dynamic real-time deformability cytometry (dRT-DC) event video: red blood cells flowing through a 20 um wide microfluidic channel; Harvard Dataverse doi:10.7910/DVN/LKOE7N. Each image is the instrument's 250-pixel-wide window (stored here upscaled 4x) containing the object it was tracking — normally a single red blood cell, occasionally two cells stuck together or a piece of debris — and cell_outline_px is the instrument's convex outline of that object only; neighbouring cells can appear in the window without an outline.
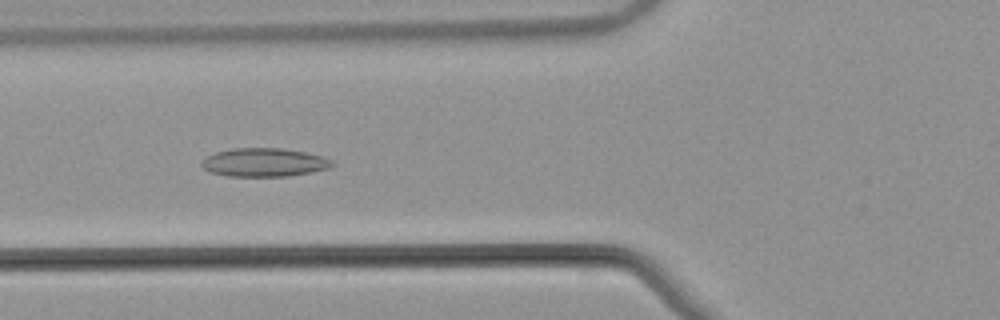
{"species": "common noctule bat (a hibernating species)", "species_latin": "Nyctalus noctula", "temperature_condition": "warm", "stored_images_in_passage": 55, "camera_frame_rate_fps": 3000, "um_per_image_px": 0.085, "animal": {"sex": "male", "body_mass_g": 21.5, "forearm_length_mm": 52.0}, "frame": {"image": 1, "passage_image": 22, "time_ms": 7.0, "image_size_px": [1000, 320], "cell_outline_px": [[336, 164], [328, 168], [312, 172], [288, 176], [228, 176], [212, 172], [204, 168], [200, 164], [208, 156], [216, 152], [232, 148], [280, 148], [304, 152], [324, 156], [332, 160]], "centroid_in_image_um": [22.5, 13.8], "position_along_channel_um": 103.3, "area_um2": 21.56}}
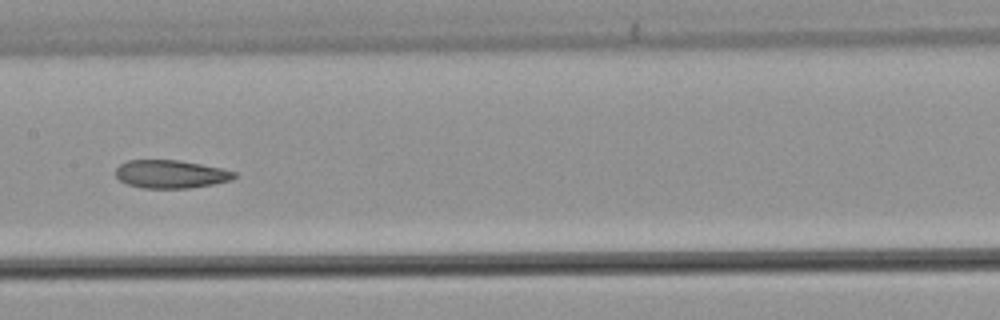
{"frame": {"image": 2, "passage_image": 29, "time_ms": 9.333, "image_size_px": [1000, 320], "cell_outline_px": [[236, 176], [232, 180], [212, 184], [188, 188], [140, 188], [128, 184], [120, 180], [116, 176], [116, 168], [120, 164], [128, 160], [180, 160], [224, 168], [236, 172]], "centroid_in_image_um": [14.53, 14.79], "position_along_channel_um": 192.9, "area_um2": 19.54}}
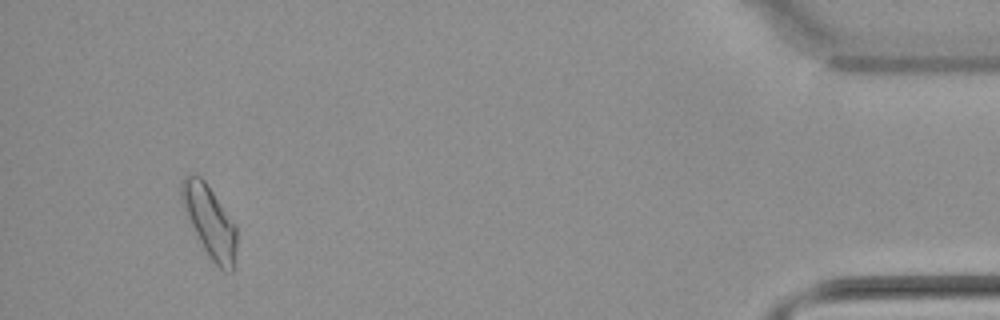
{"frame": {"image": 3, "passage_image": 52, "time_ms": 17.0, "image_size_px": [1000, 320], "cell_outline_px": [[236, 248], [232, 272], [224, 272], [212, 260], [204, 248], [184, 212], [180, 196], [180, 184], [184, 176], [200, 176], [204, 180], [236, 224]], "centroid_in_image_um": [17.81, 18.81], "position_along_channel_um": 417.4, "area_um2": 22.72}, "authors_computed_cell_mechanics": {"area_um2": 21.5594, "velocity_mm_per_s": 3.8299, "shape_relaxation_time_tau1_ms": null, "shape_relaxation_time_tau2_ms": 4.7342, "deformation_change_tau1": null, "deformation_change_tau2": 0.1132}}